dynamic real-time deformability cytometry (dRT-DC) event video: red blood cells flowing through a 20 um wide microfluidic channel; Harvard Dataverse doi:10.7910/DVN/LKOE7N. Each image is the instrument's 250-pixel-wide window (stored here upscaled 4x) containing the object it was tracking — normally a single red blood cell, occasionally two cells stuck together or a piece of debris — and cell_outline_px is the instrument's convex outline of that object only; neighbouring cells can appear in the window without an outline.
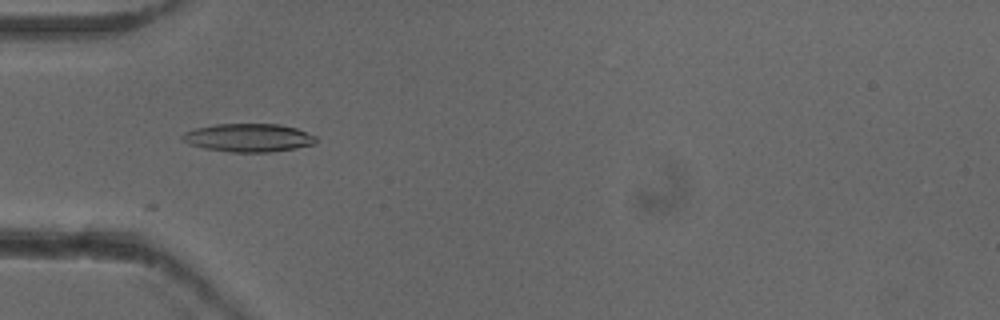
{"species": "common noctule bat (a hibernating species)", "species_latin": "Nyctalus noctula", "temperature_condition": "cold", "stored_images_in_passage": 17, "camera_frame_rate_fps": 3000, "um_per_image_px": 0.085, "animal": {"sex": "female"}, "frame": {"image": 1, "passage_image": 2, "time_ms": 0.333, "image_size_px": [1000, 320], "cell_outline_px": [[316, 144], [296, 148], [268, 152], [232, 152], [204, 148], [188, 144], [180, 136], [184, 132], [196, 128], [216, 124], [280, 124], [296, 128], [316, 136]], "centroid_in_image_um": [21.13, 11.7], "position_along_channel_um": 63.9, "area_um2": 21.96}}
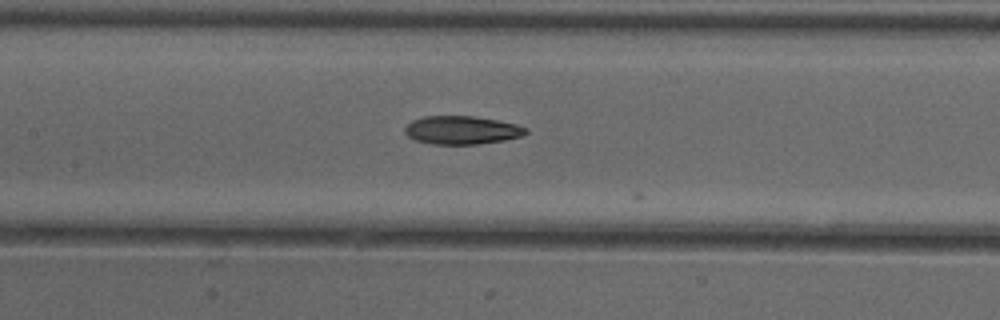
{"frame": {"image": 2, "passage_image": 10, "time_ms": 3.0, "image_size_px": [1000, 320], "cell_outline_px": [[528, 132], [520, 136], [504, 140], [476, 144], [432, 144], [416, 140], [408, 136], [404, 132], [404, 128], [412, 120], [424, 116], [476, 116], [516, 124], [528, 128]], "centroid_in_image_um": [39.24, 11.05], "position_along_channel_um": 168.2, "area_um2": 19.88}}
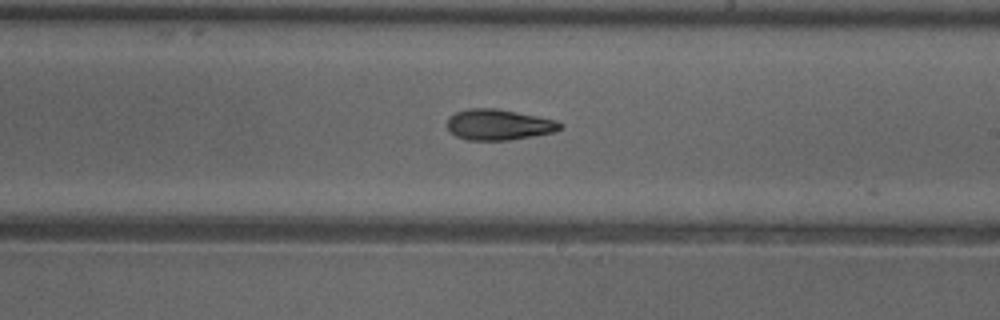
{"frame": {"image": 3, "passage_image": 16, "time_ms": 5.0, "image_size_px": [1000, 320], "cell_outline_px": [[564, 128], [552, 132], [532, 136], [508, 140], [468, 140], [456, 136], [448, 132], [448, 116], [456, 112], [468, 108], [496, 108], [556, 120], [564, 124]], "centroid_in_image_um": [42.37, 10.59], "position_along_channel_um": 246.6, "area_um2": 20.29}}